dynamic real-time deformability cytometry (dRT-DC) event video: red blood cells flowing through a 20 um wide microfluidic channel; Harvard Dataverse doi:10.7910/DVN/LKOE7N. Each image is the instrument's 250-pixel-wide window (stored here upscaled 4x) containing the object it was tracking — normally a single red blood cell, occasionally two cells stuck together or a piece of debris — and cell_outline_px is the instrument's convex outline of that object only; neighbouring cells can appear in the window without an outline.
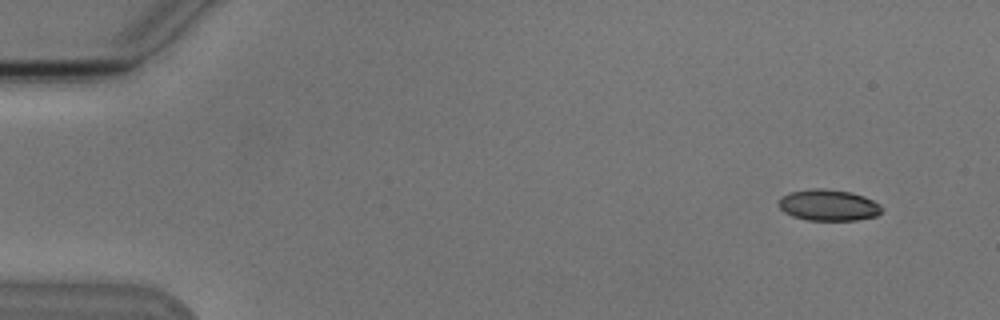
{"species": "Egyptian fruit bat (a non-hibernating species)", "species_latin": "Rousettus aegyptiacus", "temperature_condition": "cold", "stored_images_in_passage": 8, "camera_frame_rate_fps": 3000, "um_per_image_px": 0.085, "animal": {"sex": "male"}, "frame": {"image": 1, "passage_image": 1, "time_ms": 0.0, "image_size_px": [1000, 320], "cell_outline_px": [[884, 208], [876, 216], [856, 220], [808, 220], [792, 216], [784, 212], [776, 204], [780, 196], [792, 192], [812, 188], [824, 188], [852, 192], [864, 196], [880, 204]], "centroid_in_image_um": [70.4, 17.43], "position_along_channel_um": 14.6, "area_um2": 18.96}}
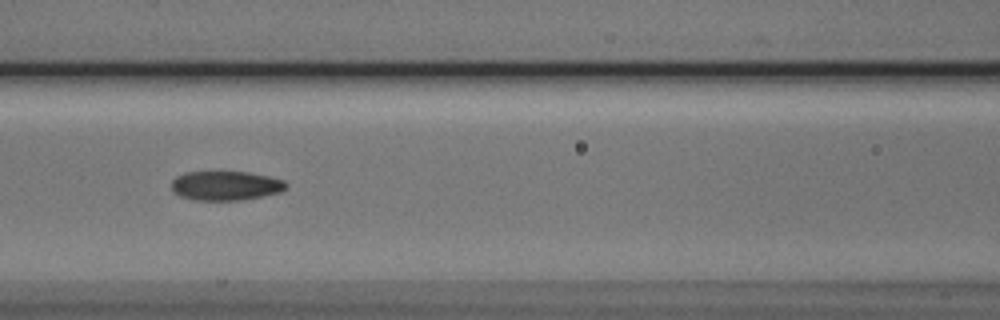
{"frame": {"image": 2, "passage_image": 6, "time_ms": 6.667, "image_size_px": [1000, 320], "cell_outline_px": [[288, 184], [280, 192], [264, 196], [240, 200], [196, 200], [180, 196], [172, 192], [172, 180], [176, 176], [184, 172], [248, 172], [268, 176], [284, 180]], "centroid_in_image_um": [19.16, 15.78], "position_along_channel_um": 147.4, "area_um2": 19.59}}
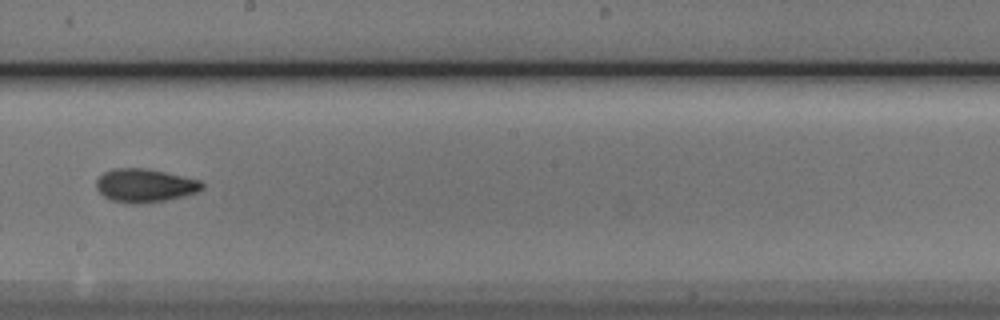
{"frame": {"image": 3, "passage_image": 8, "time_ms": 9.0, "image_size_px": [1000, 320], "cell_outline_px": [[204, 188], [196, 192], [184, 196], [164, 200], [132, 204], [112, 200], [104, 196], [96, 188], [96, 180], [104, 172], [112, 168], [148, 168], [200, 180], [204, 184]], "centroid_in_image_um": [12.31, 15.75], "position_along_channel_um": 235.9, "area_um2": 20.52}}